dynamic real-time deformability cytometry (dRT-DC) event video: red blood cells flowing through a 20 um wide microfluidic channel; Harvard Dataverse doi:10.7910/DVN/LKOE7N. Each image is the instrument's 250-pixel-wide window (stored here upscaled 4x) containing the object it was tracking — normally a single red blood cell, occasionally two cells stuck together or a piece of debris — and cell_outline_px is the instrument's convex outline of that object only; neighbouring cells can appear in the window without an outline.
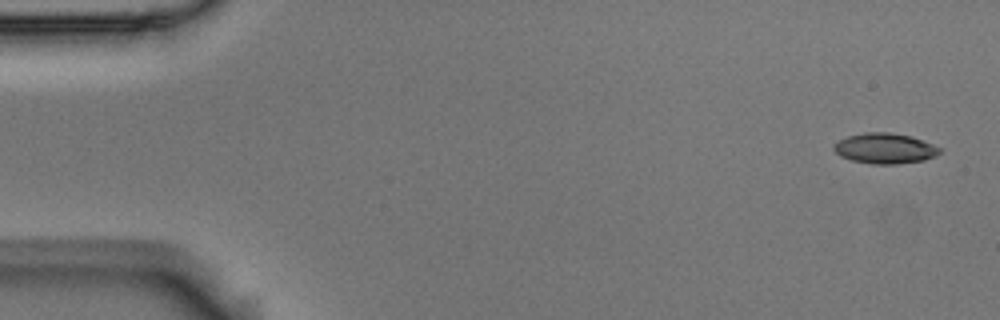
{"species": "Egyptian fruit bat (a non-hibernating species)", "species_latin": "Rousettus aegyptiacus", "temperature_condition": "room temperature", "stored_images_in_passage": 3, "camera_frame_rate_fps": 3000, "um_per_image_px": 0.085, "animal": {"sex": "male"}, "frame": {"image": 1, "passage_image": 1, "time_ms": 0.0, "image_size_px": [1000, 320], "cell_outline_px": [[940, 152], [936, 156], [924, 160], [896, 164], [872, 164], [852, 160], [840, 156], [832, 148], [840, 140], [848, 136], [864, 132], [888, 132], [912, 136], [932, 144], [940, 148]], "centroid_in_image_um": [75.22, 12.61], "position_along_channel_um": 9.8, "area_um2": 18.67}}